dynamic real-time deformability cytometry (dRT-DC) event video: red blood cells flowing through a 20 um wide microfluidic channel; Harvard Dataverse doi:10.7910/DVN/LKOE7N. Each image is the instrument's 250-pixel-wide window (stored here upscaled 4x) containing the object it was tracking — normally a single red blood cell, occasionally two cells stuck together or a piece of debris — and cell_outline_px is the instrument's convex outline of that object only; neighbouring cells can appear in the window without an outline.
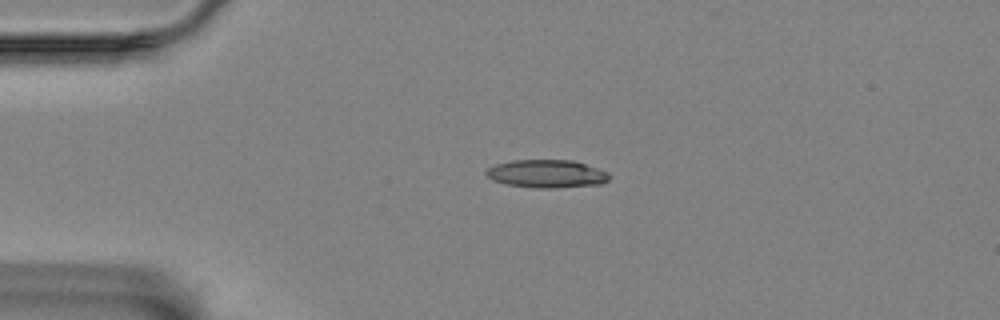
{"species": "Egyptian fruit bat (a non-hibernating species)", "species_latin": "Rousettus aegyptiacus", "temperature_condition": "room temperature", "stored_images_in_passage": 46, "camera_frame_rate_fps": 3000, "um_per_image_px": 0.085, "animal": {"sex": "female"}, "frame": {"image": 1, "passage_image": 1, "time_ms": 0.0, "image_size_px": [1000, 320], "cell_outline_px": [[608, 180], [600, 184], [556, 188], [540, 188], [508, 184], [492, 180], [484, 172], [488, 168], [496, 164], [512, 160], [572, 160], [608, 172]], "centroid_in_image_um": [46.45, 14.77], "position_along_channel_um": 38.6, "area_um2": 19.83}}
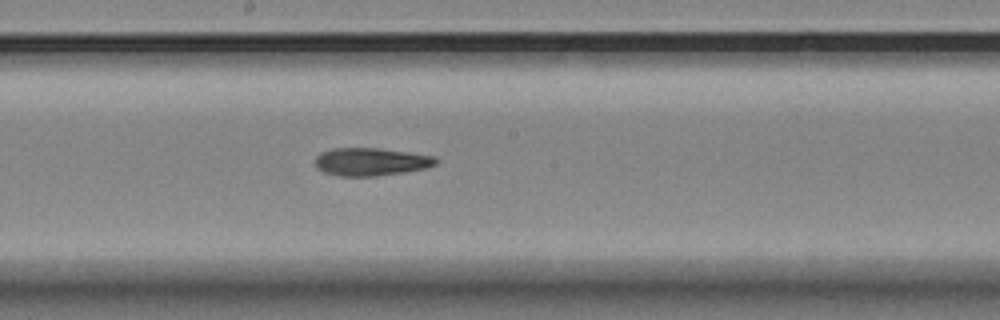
{"frame": {"image": 2, "passage_image": 19, "time_ms": 6.0, "image_size_px": [1000, 320], "cell_outline_px": [[440, 160], [436, 164], [428, 168], [404, 172], [376, 176], [340, 176], [324, 172], [316, 168], [316, 156], [320, 152], [332, 148], [376, 148], [408, 152], [436, 156]], "centroid_in_image_um": [31.56, 13.75], "position_along_channel_um": 216.6, "area_um2": 19.77}}
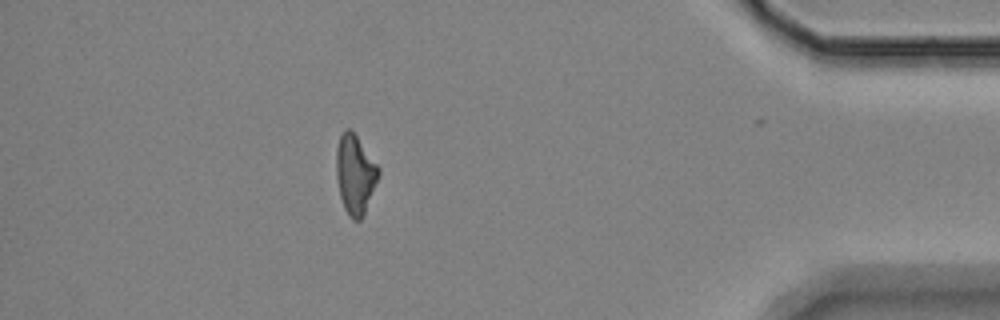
{"frame": {"image": 3, "passage_image": 39, "time_ms": 12.667, "image_size_px": [1000, 320], "cell_outline_px": [[380, 172], [364, 216], [360, 220], [352, 220], [348, 216], [344, 208], [340, 196], [336, 176], [336, 148], [340, 136], [344, 128], [348, 128], [356, 136], [380, 168]], "centroid_in_image_um": [30.17, 14.85], "position_along_channel_um": 405.0, "area_um2": 19.48}, "authors_computed_cell_mechanics": {"area_um2": 19.8254, "velocity_mm_per_s": 3.4742, "shape_relaxation_time_tau1_ms": null, "shape_relaxation_time_tau2_ms": 7.7786, "deformation_change_tau1": null, "deformation_change_tau2": 0.1988}}